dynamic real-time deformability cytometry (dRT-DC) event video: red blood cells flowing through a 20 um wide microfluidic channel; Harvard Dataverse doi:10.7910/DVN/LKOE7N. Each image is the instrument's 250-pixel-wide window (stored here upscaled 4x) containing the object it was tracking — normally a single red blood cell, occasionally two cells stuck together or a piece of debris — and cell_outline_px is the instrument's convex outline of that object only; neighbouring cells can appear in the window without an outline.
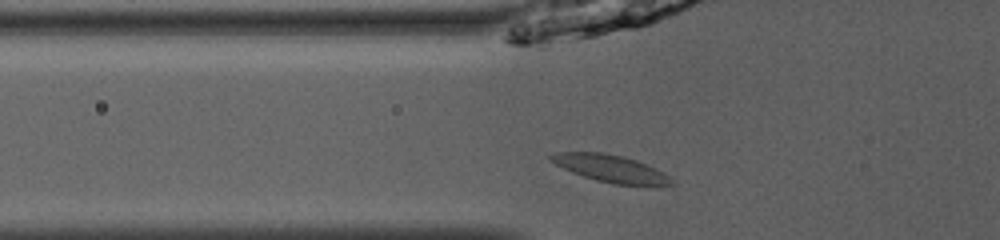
{"species": "common noctule bat (a hibernating species)", "species_latin": "Nyctalus noctula", "temperature_condition": "room temperature", "stored_images_in_passage": 34, "camera_frame_rate_fps": 3000, "um_per_image_px": 0.085, "animal": {"sex": "male", "body_mass_g": 13.0, "forearm_length_mm": 53.1}, "frame": {"image": 1, "passage_image": 2, "time_ms": 0.333, "image_size_px": [1000, 240], "cell_outline_px": [[676, 184], [616, 184], [596, 180], [572, 172], [548, 160], [548, 156], [552, 152], [604, 152], [636, 160], [668, 176]], "centroid_in_image_um": [51.78, 14.29], "position_along_channel_um": 74.0, "area_um2": 18.5}}
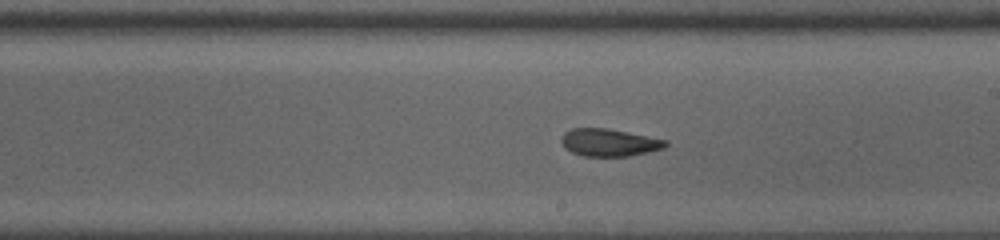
{"frame": {"image": 2, "passage_image": 14, "time_ms": 4.333, "image_size_px": [1000, 240], "cell_outline_px": [[668, 144], [664, 148], [648, 152], [628, 156], [584, 156], [572, 152], [564, 148], [560, 140], [564, 132], [572, 128], [608, 128], [668, 140]], "centroid_in_image_um": [51.77, 12.11], "position_along_channel_um": 237.2, "area_um2": 16.76}}
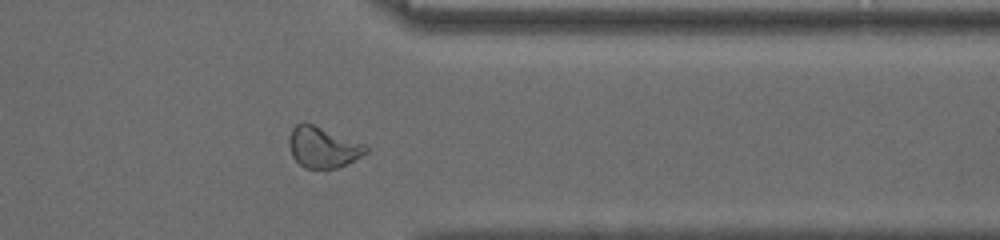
{"frame": {"image": 3, "passage_image": 25, "time_ms": 8.0, "image_size_px": [1000, 240], "cell_outline_px": [[368, 152], [336, 168], [304, 168], [292, 156], [288, 144], [288, 136], [292, 128], [296, 124], [304, 120], [364, 144], [368, 148]], "centroid_in_image_um": [27.38, 12.48], "position_along_channel_um": 384.0, "area_um2": 18.26}, "authors_computed_cell_mechanics": {"area_um2": 18.0336, "velocity_mm_per_s": 4.066, "shape_relaxation_time_tau1_ms": null, "shape_relaxation_time_tau2_ms": 1.9609, "deformation_change_tau1": null, "deformation_change_tau2": 0.0799}}